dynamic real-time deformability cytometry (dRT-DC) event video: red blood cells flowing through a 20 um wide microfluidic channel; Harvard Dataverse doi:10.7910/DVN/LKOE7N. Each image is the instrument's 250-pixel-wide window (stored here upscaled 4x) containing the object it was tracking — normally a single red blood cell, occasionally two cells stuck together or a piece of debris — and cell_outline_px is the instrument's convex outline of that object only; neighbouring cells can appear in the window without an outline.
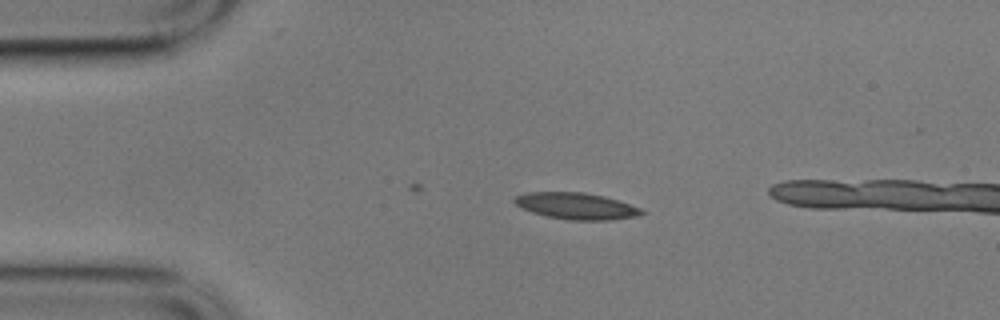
{"species": "common noctule bat (a hibernating species)", "species_latin": "Nyctalus noctula", "temperature_condition": "cold", "stored_images_in_passage": 15, "camera_frame_rate_fps": 3000, "um_per_image_px": 0.085, "animal": {"sex": "male", "body_mass_g": 17.9}, "frame": {"image": 1, "passage_image": 3, "time_ms": 0.667, "image_size_px": [1000, 320], "cell_outline_px": [[648, 212], [640, 216], [608, 220], [568, 220], [548, 216], [532, 212], [516, 204], [512, 200], [512, 196], [524, 192], [584, 192], [604, 196], [640, 208]], "centroid_in_image_um": [48.97, 17.5], "position_along_channel_um": 36.0, "area_um2": 19.71}}
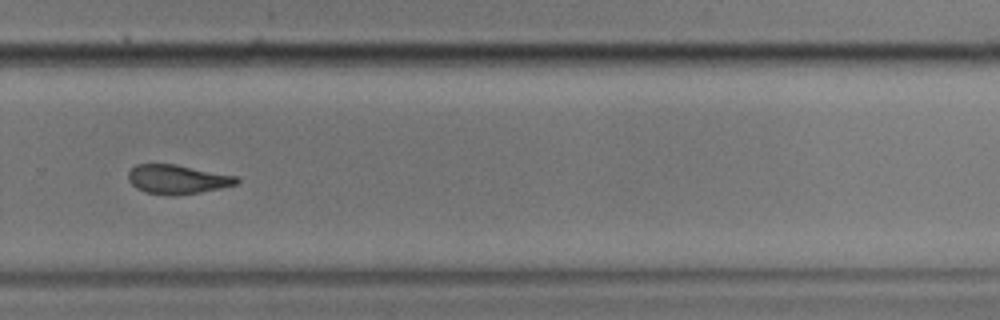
{"frame": {"image": 2, "passage_image": 10, "time_ms": 3.0, "image_size_px": [1000, 320], "cell_outline_px": [[240, 180], [236, 184], [220, 188], [200, 192], [144, 192], [136, 188], [128, 180], [128, 172], [136, 164], [176, 164], [236, 176]], "centroid_in_image_um": [15.07, 15.19], "position_along_channel_um": 314.7, "area_um2": 17.57}}
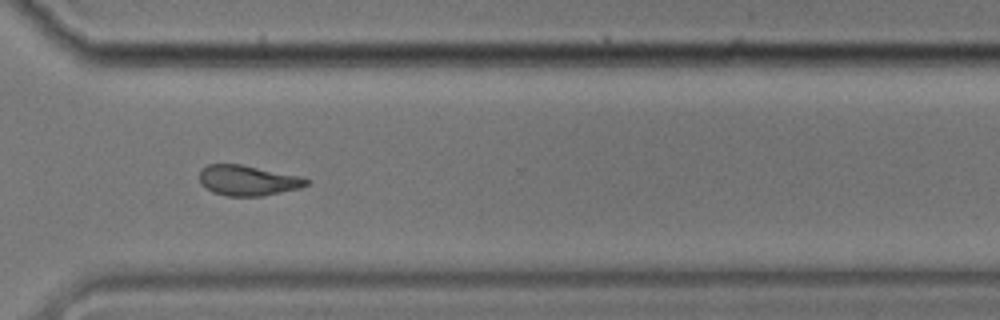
{"frame": {"image": 3, "passage_image": 11, "time_ms": 3.333, "image_size_px": [1000, 320], "cell_outline_px": [[308, 184], [300, 188], [260, 196], [228, 196], [212, 192], [200, 184], [200, 168], [208, 164], [240, 164], [304, 176], [308, 180]], "centroid_in_image_um": [21.06, 15.32], "position_along_channel_um": 349.5, "area_um2": 19.02}}